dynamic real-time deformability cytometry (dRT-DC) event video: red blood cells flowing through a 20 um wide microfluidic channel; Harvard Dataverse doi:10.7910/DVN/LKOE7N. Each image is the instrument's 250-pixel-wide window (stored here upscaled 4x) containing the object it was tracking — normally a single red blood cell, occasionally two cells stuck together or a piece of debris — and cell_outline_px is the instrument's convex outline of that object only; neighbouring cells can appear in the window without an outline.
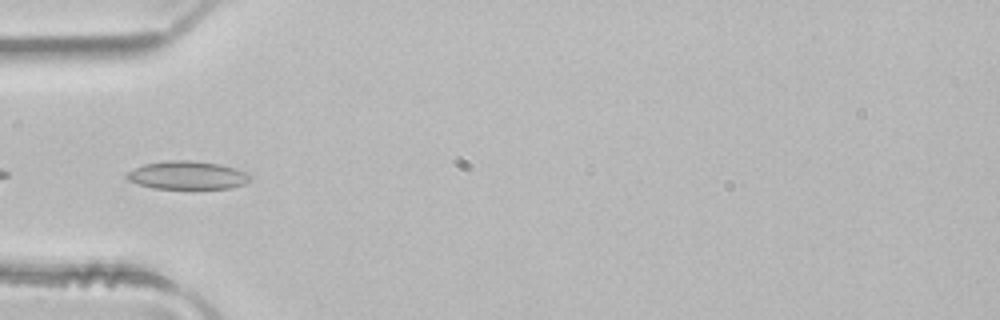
{"species": "common noctule bat (a hibernating species)", "species_latin": "Nyctalus noctula", "temperature_condition": "room temperature", "stored_images_in_passage": 4, "camera_frame_rate_fps": 3000, "um_per_image_px": 0.085, "animal": {"sex": "male", "body_mass_g": 21.5, "forearm_length_mm": 52.0}, "frame": {"image": 1, "passage_image": 4, "time_ms": 1.0, "image_size_px": [1000, 320], "cell_outline_px": [[252, 176], [244, 184], [228, 188], [152, 188], [128, 180], [124, 176], [128, 172], [144, 164], [164, 160], [188, 160], [220, 164], [236, 168]], "centroid_in_image_um": [15.91, 14.88], "position_along_channel_um": 69.1, "area_um2": 20.06}}